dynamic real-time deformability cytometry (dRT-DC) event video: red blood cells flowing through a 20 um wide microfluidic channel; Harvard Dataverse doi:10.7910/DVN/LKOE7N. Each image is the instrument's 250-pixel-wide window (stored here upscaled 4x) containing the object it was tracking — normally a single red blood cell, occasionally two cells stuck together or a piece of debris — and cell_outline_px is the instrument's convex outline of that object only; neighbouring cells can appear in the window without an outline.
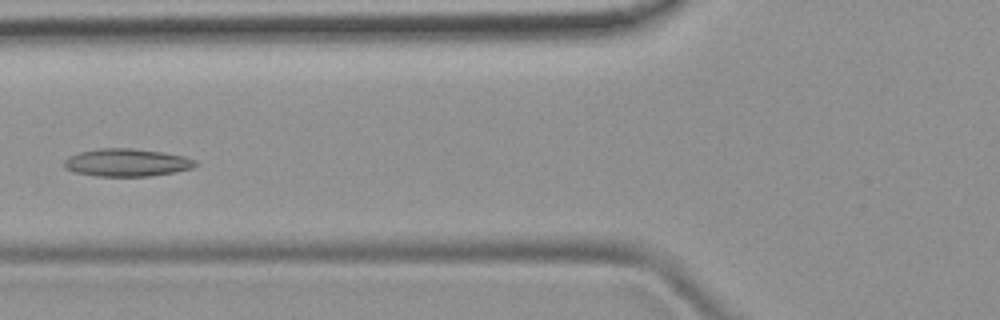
{"species": "common noctule bat (a hibernating species)", "species_latin": "Nyctalus noctula", "temperature_condition": "room temperature", "stored_images_in_passage": 7, "camera_frame_rate_fps": 3000, "um_per_image_px": 0.085, "animal": {"sex": "female", "body_mass_g": 19.9}, "frame": {"image": 1, "passage_image": 6, "time_ms": 6.0, "image_size_px": [1000, 320], "cell_outline_px": [[196, 164], [192, 168], [172, 172], [148, 176], [96, 176], [72, 172], [64, 168], [64, 160], [68, 156], [80, 152], [100, 148], [132, 148], [160, 152], [184, 156], [196, 160]], "centroid_in_image_um": [10.72, 13.82], "position_along_channel_um": 115.1, "area_um2": 21.1}}
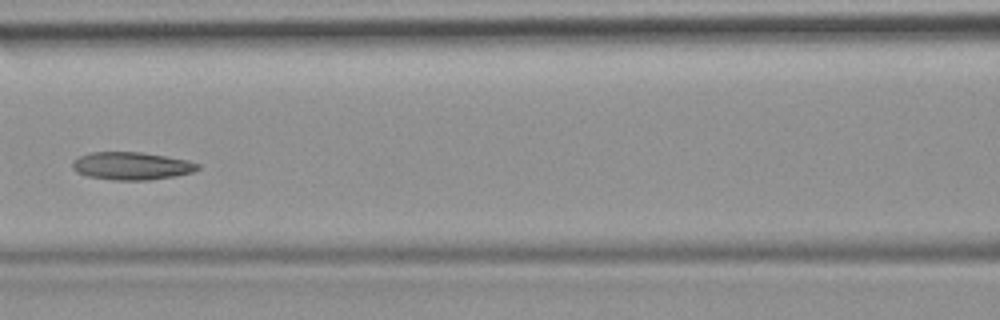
{"frame": {"image": 2, "passage_image": 7, "time_ms": 7.0, "image_size_px": [1000, 320], "cell_outline_px": [[200, 168], [192, 172], [176, 176], [148, 180], [112, 180], [88, 176], [76, 172], [72, 168], [72, 160], [80, 156], [92, 152], [140, 152], [188, 160], [200, 164]], "centroid_in_image_um": [11.18, 14.11], "position_along_channel_um": 155.4, "area_um2": 20.29}}